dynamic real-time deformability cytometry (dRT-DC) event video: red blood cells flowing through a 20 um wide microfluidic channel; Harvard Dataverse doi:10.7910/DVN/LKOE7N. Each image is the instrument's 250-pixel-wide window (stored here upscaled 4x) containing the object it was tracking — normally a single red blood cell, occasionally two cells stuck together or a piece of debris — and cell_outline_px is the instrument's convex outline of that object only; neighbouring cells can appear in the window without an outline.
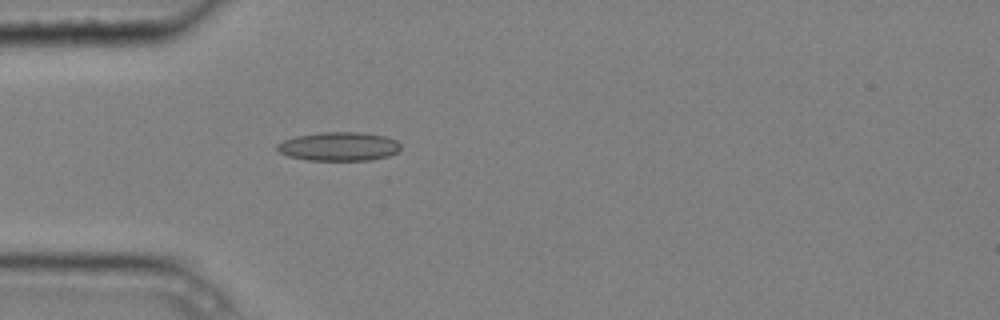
{"species": "common noctule bat (a hibernating species)", "species_latin": "Nyctalus noctula", "temperature_condition": "cold", "stored_images_in_passage": 4, "camera_frame_rate_fps": 3000, "um_per_image_px": 0.085, "animal": {"sex": "male", "body_mass_g": 20.4}, "frame": {"image": 1, "passage_image": 4, "time_ms": 1.0, "image_size_px": [1000, 320], "cell_outline_px": [[400, 148], [396, 152], [388, 156], [372, 160], [308, 160], [288, 156], [280, 152], [276, 148], [276, 144], [284, 140], [296, 136], [320, 132], [360, 132], [384, 136], [396, 140], [400, 144]], "centroid_in_image_um": [28.79, 12.45], "position_along_channel_um": 56.2, "area_um2": 20.69}}